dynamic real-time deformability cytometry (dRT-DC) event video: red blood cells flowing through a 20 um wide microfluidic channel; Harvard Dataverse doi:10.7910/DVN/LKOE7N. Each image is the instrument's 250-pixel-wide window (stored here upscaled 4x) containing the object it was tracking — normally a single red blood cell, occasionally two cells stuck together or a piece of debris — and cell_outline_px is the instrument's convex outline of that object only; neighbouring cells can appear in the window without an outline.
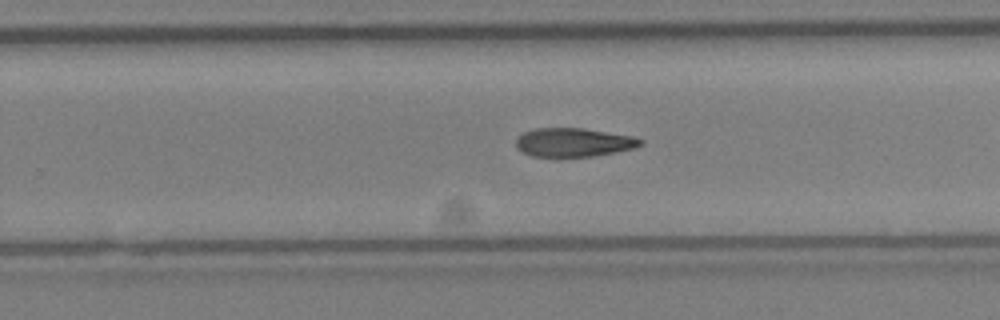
{"species": "Egyptian fruit bat (a non-hibernating species)", "species_latin": "Rousettus aegyptiacus", "temperature_condition": "cold", "stored_images_in_passage": 21, "camera_frame_rate_fps": 3000, "um_per_image_px": 0.085, "animal": {"sex": "female"}, "frame": {"image": 1, "passage_image": 15, "time_ms": 4.667, "image_size_px": [1000, 320], "cell_outline_px": [[644, 144], [636, 148], [616, 152], [592, 156], [532, 156], [516, 148], [516, 140], [524, 132], [536, 128], [584, 128], [632, 136], [644, 140]], "centroid_in_image_um": [48.8, 12.09], "position_along_channel_um": 281.0, "area_um2": 20.75}}
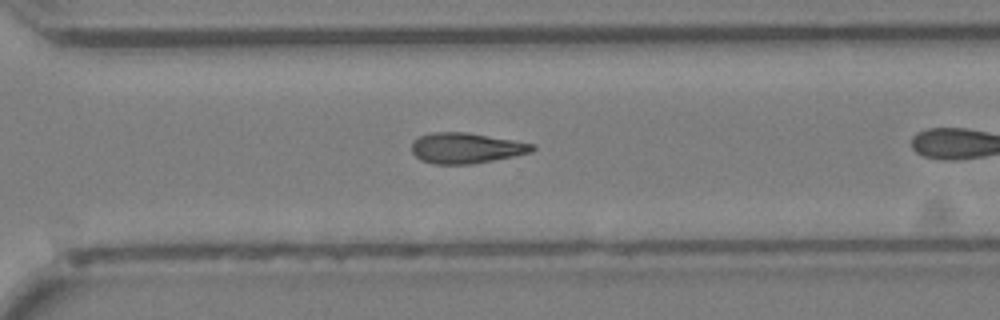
{"frame": {"image": 2, "passage_image": 18, "time_ms": 5.667, "image_size_px": [1000, 320], "cell_outline_px": [[536, 148], [532, 152], [472, 164], [432, 164], [420, 160], [412, 152], [412, 140], [420, 136], [432, 132], [468, 132], [536, 144]], "centroid_in_image_um": [39.6, 12.58], "position_along_channel_um": 331.0, "area_um2": 21.56}}